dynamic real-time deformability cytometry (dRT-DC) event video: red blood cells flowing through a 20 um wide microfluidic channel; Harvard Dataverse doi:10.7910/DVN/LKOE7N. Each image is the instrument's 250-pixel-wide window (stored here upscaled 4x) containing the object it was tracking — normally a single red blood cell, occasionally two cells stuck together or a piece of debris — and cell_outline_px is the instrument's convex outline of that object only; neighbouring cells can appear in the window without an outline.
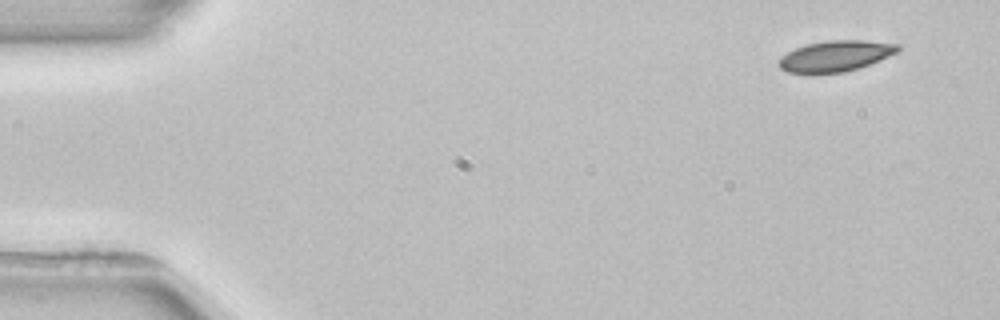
{"species": "common noctule bat (a hibernating species)", "species_latin": "Nyctalus noctula", "temperature_condition": "room temperature", "stored_images_in_passage": 4, "camera_frame_rate_fps": 3000, "um_per_image_px": 0.085, "animal": {"sex": "female", "body_mass_g": 22.7, "forearm_length_mm": 54.2}, "frame": {"image": 1, "passage_image": 1, "time_ms": 0.0, "image_size_px": [1000, 320], "cell_outline_px": [[900, 48], [896, 52], [888, 56], [868, 64], [844, 72], [788, 72], [780, 68], [776, 64], [780, 56], [796, 48], [808, 44], [828, 40], [864, 40], [900, 44]], "centroid_in_image_um": [70.99, 4.74], "position_along_channel_um": 14.0, "area_um2": 20.98}}
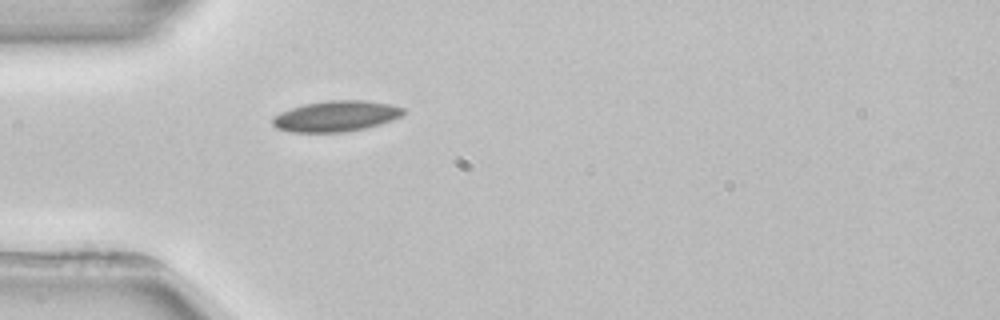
{"frame": {"image": 2, "passage_image": 4, "time_ms": 4.0, "image_size_px": [1000, 320], "cell_outline_px": [[404, 112], [400, 116], [392, 120], [380, 124], [364, 128], [344, 132], [288, 132], [276, 128], [272, 124], [272, 116], [280, 112], [304, 104], [328, 100], [364, 100], [388, 104], [404, 108]], "centroid_in_image_um": [28.51, 9.88], "position_along_channel_um": 56.5, "area_um2": 23.41}}